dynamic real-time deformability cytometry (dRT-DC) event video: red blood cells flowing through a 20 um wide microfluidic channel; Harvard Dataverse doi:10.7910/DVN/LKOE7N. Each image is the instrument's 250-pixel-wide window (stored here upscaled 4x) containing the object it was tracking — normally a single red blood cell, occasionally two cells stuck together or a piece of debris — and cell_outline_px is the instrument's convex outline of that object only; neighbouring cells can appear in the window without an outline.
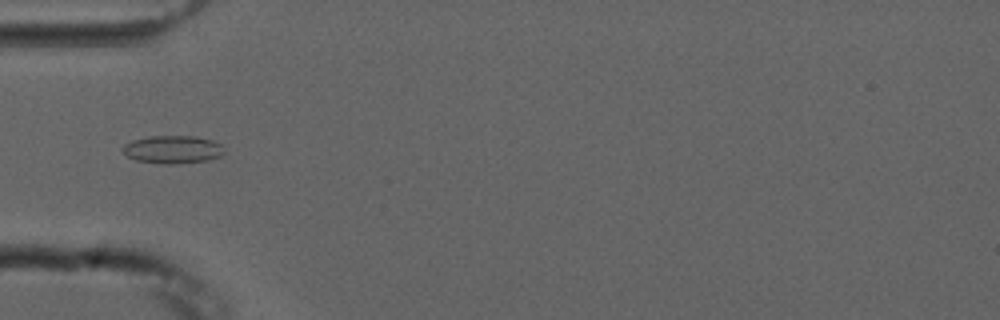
{"species": "common noctule bat (a hibernating species)", "species_latin": "Nyctalus noctula", "temperature_condition": "cold", "stored_images_in_passage": 5, "camera_frame_rate_fps": 3000, "um_per_image_px": 0.085, "animal": {"sex": "male", "forearm_length_mm": 52.5}, "frame": {"image": 1, "passage_image": 4, "time_ms": 3.667, "image_size_px": [1000, 320], "cell_outline_px": [[224, 152], [220, 156], [208, 160], [172, 164], [160, 164], [136, 160], [128, 156], [120, 148], [124, 144], [132, 140], [148, 136], [196, 136], [212, 140], [220, 144], [224, 148]], "centroid_in_image_um": [14.66, 12.7], "position_along_channel_um": 70.3, "area_um2": 16.59}}
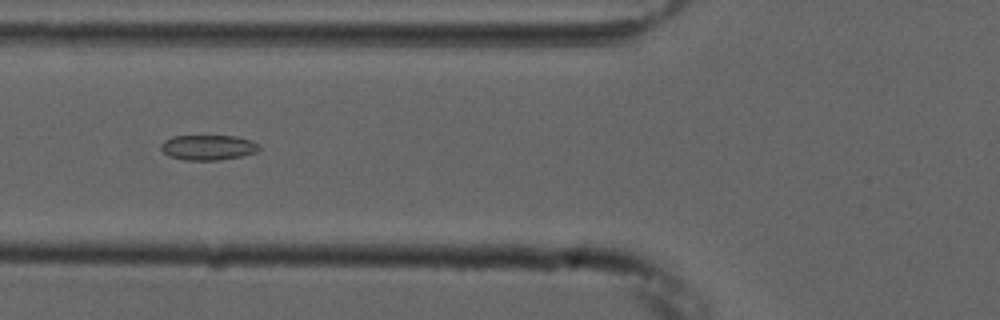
{"frame": {"image": 2, "passage_image": 5, "time_ms": 4.667, "image_size_px": [1000, 320], "cell_outline_px": [[260, 148], [256, 152], [240, 156], [216, 160], [184, 160], [168, 156], [160, 148], [160, 144], [164, 140], [172, 136], [236, 136], [252, 140], [260, 144]], "centroid_in_image_um": [17.68, 12.52], "position_along_channel_um": 108.1, "area_um2": 14.45}}